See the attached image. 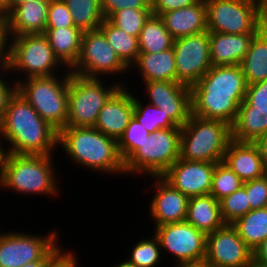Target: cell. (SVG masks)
<instances>
[{"mask_svg":"<svg viewBox=\"0 0 267 267\" xmlns=\"http://www.w3.org/2000/svg\"><path fill=\"white\" fill-rule=\"evenodd\" d=\"M255 34L209 32L212 66L240 65Z\"/></svg>","mask_w":267,"mask_h":267,"instance_id":"obj_23","label":"cell"},{"mask_svg":"<svg viewBox=\"0 0 267 267\" xmlns=\"http://www.w3.org/2000/svg\"><path fill=\"white\" fill-rule=\"evenodd\" d=\"M50 0H35L16 6L5 23L6 40L25 34H44Z\"/></svg>","mask_w":267,"mask_h":267,"instance_id":"obj_20","label":"cell"},{"mask_svg":"<svg viewBox=\"0 0 267 267\" xmlns=\"http://www.w3.org/2000/svg\"><path fill=\"white\" fill-rule=\"evenodd\" d=\"M131 8H151L149 0H101V9L105 19H108L114 12Z\"/></svg>","mask_w":267,"mask_h":267,"instance_id":"obj_42","label":"cell"},{"mask_svg":"<svg viewBox=\"0 0 267 267\" xmlns=\"http://www.w3.org/2000/svg\"><path fill=\"white\" fill-rule=\"evenodd\" d=\"M1 138L9 142L6 153L50 155L59 147L58 132L18 92L0 122Z\"/></svg>","mask_w":267,"mask_h":267,"instance_id":"obj_2","label":"cell"},{"mask_svg":"<svg viewBox=\"0 0 267 267\" xmlns=\"http://www.w3.org/2000/svg\"><path fill=\"white\" fill-rule=\"evenodd\" d=\"M133 66L130 70L138 68V74L142 77L143 82L177 81L173 48L160 53H139Z\"/></svg>","mask_w":267,"mask_h":267,"instance_id":"obj_25","label":"cell"},{"mask_svg":"<svg viewBox=\"0 0 267 267\" xmlns=\"http://www.w3.org/2000/svg\"><path fill=\"white\" fill-rule=\"evenodd\" d=\"M113 267H136V266L126 260L123 261L122 263L120 262V264L118 265H114Z\"/></svg>","mask_w":267,"mask_h":267,"instance_id":"obj_56","label":"cell"},{"mask_svg":"<svg viewBox=\"0 0 267 267\" xmlns=\"http://www.w3.org/2000/svg\"><path fill=\"white\" fill-rule=\"evenodd\" d=\"M216 163L177 159L161 176L173 188L190 197L208 195Z\"/></svg>","mask_w":267,"mask_h":267,"instance_id":"obj_17","label":"cell"},{"mask_svg":"<svg viewBox=\"0 0 267 267\" xmlns=\"http://www.w3.org/2000/svg\"><path fill=\"white\" fill-rule=\"evenodd\" d=\"M10 39V40H9ZM65 66L55 55L44 34H25L7 40L6 67L31 77L53 76L58 66ZM17 71V72H16ZM26 72V73H25Z\"/></svg>","mask_w":267,"mask_h":267,"instance_id":"obj_7","label":"cell"},{"mask_svg":"<svg viewBox=\"0 0 267 267\" xmlns=\"http://www.w3.org/2000/svg\"><path fill=\"white\" fill-rule=\"evenodd\" d=\"M243 181L224 163H216L210 193L216 200L220 201L226 196L239 190Z\"/></svg>","mask_w":267,"mask_h":267,"instance_id":"obj_36","label":"cell"},{"mask_svg":"<svg viewBox=\"0 0 267 267\" xmlns=\"http://www.w3.org/2000/svg\"><path fill=\"white\" fill-rule=\"evenodd\" d=\"M243 182L263 177L267 174L259 149L254 142L231 140L223 161Z\"/></svg>","mask_w":267,"mask_h":267,"instance_id":"obj_21","label":"cell"},{"mask_svg":"<svg viewBox=\"0 0 267 267\" xmlns=\"http://www.w3.org/2000/svg\"><path fill=\"white\" fill-rule=\"evenodd\" d=\"M44 35L55 55L70 69L79 58L83 31L77 27H64L45 29Z\"/></svg>","mask_w":267,"mask_h":267,"instance_id":"obj_26","label":"cell"},{"mask_svg":"<svg viewBox=\"0 0 267 267\" xmlns=\"http://www.w3.org/2000/svg\"><path fill=\"white\" fill-rule=\"evenodd\" d=\"M174 38L165 27L163 20L151 15L145 22L138 37L140 53H160L173 48Z\"/></svg>","mask_w":267,"mask_h":267,"instance_id":"obj_29","label":"cell"},{"mask_svg":"<svg viewBox=\"0 0 267 267\" xmlns=\"http://www.w3.org/2000/svg\"><path fill=\"white\" fill-rule=\"evenodd\" d=\"M69 70L78 76L100 79L106 74L121 75L130 69L109 45L104 33L96 29L83 32L79 58Z\"/></svg>","mask_w":267,"mask_h":267,"instance_id":"obj_11","label":"cell"},{"mask_svg":"<svg viewBox=\"0 0 267 267\" xmlns=\"http://www.w3.org/2000/svg\"><path fill=\"white\" fill-rule=\"evenodd\" d=\"M177 82L192 86L212 67L209 32L174 40Z\"/></svg>","mask_w":267,"mask_h":267,"instance_id":"obj_14","label":"cell"},{"mask_svg":"<svg viewBox=\"0 0 267 267\" xmlns=\"http://www.w3.org/2000/svg\"><path fill=\"white\" fill-rule=\"evenodd\" d=\"M199 1L201 0H153L151 2L152 14L160 16L167 11L188 7Z\"/></svg>","mask_w":267,"mask_h":267,"instance_id":"obj_44","label":"cell"},{"mask_svg":"<svg viewBox=\"0 0 267 267\" xmlns=\"http://www.w3.org/2000/svg\"><path fill=\"white\" fill-rule=\"evenodd\" d=\"M57 144L77 165L104 174L125 175L117 141L95 127H64L58 132Z\"/></svg>","mask_w":267,"mask_h":267,"instance_id":"obj_3","label":"cell"},{"mask_svg":"<svg viewBox=\"0 0 267 267\" xmlns=\"http://www.w3.org/2000/svg\"><path fill=\"white\" fill-rule=\"evenodd\" d=\"M251 210L267 207V174L243 183Z\"/></svg>","mask_w":267,"mask_h":267,"instance_id":"obj_40","label":"cell"},{"mask_svg":"<svg viewBox=\"0 0 267 267\" xmlns=\"http://www.w3.org/2000/svg\"><path fill=\"white\" fill-rule=\"evenodd\" d=\"M219 202L221 215L226 224H232L251 210L247 192L243 186Z\"/></svg>","mask_w":267,"mask_h":267,"instance_id":"obj_37","label":"cell"},{"mask_svg":"<svg viewBox=\"0 0 267 267\" xmlns=\"http://www.w3.org/2000/svg\"><path fill=\"white\" fill-rule=\"evenodd\" d=\"M99 29L121 61L130 69L139 55L138 38L127 34L105 19Z\"/></svg>","mask_w":267,"mask_h":267,"instance_id":"obj_31","label":"cell"},{"mask_svg":"<svg viewBox=\"0 0 267 267\" xmlns=\"http://www.w3.org/2000/svg\"><path fill=\"white\" fill-rule=\"evenodd\" d=\"M5 155H6V150L1 145V142H0V184L2 181L3 162H4Z\"/></svg>","mask_w":267,"mask_h":267,"instance_id":"obj_53","label":"cell"},{"mask_svg":"<svg viewBox=\"0 0 267 267\" xmlns=\"http://www.w3.org/2000/svg\"><path fill=\"white\" fill-rule=\"evenodd\" d=\"M152 239L145 238L131 248L129 258L125 260L132 263L136 267H155L161 260V245L158 237L154 234ZM133 249V250H132Z\"/></svg>","mask_w":267,"mask_h":267,"instance_id":"obj_35","label":"cell"},{"mask_svg":"<svg viewBox=\"0 0 267 267\" xmlns=\"http://www.w3.org/2000/svg\"><path fill=\"white\" fill-rule=\"evenodd\" d=\"M58 231L48 235L24 232L0 233V267H22L41 259H53L63 247L57 243Z\"/></svg>","mask_w":267,"mask_h":267,"instance_id":"obj_10","label":"cell"},{"mask_svg":"<svg viewBox=\"0 0 267 267\" xmlns=\"http://www.w3.org/2000/svg\"><path fill=\"white\" fill-rule=\"evenodd\" d=\"M245 101L251 106V112L267 113V80L247 85Z\"/></svg>","mask_w":267,"mask_h":267,"instance_id":"obj_41","label":"cell"},{"mask_svg":"<svg viewBox=\"0 0 267 267\" xmlns=\"http://www.w3.org/2000/svg\"><path fill=\"white\" fill-rule=\"evenodd\" d=\"M232 129V139L240 142H255L267 133V113L251 112L244 100L240 105Z\"/></svg>","mask_w":267,"mask_h":267,"instance_id":"obj_28","label":"cell"},{"mask_svg":"<svg viewBox=\"0 0 267 267\" xmlns=\"http://www.w3.org/2000/svg\"><path fill=\"white\" fill-rule=\"evenodd\" d=\"M260 28L267 30V0H255Z\"/></svg>","mask_w":267,"mask_h":267,"instance_id":"obj_46","label":"cell"},{"mask_svg":"<svg viewBox=\"0 0 267 267\" xmlns=\"http://www.w3.org/2000/svg\"><path fill=\"white\" fill-rule=\"evenodd\" d=\"M180 135L181 128L154 131L124 162L126 175L162 176L180 158Z\"/></svg>","mask_w":267,"mask_h":267,"instance_id":"obj_9","label":"cell"},{"mask_svg":"<svg viewBox=\"0 0 267 267\" xmlns=\"http://www.w3.org/2000/svg\"><path fill=\"white\" fill-rule=\"evenodd\" d=\"M253 259L267 265V238L253 250Z\"/></svg>","mask_w":267,"mask_h":267,"instance_id":"obj_47","label":"cell"},{"mask_svg":"<svg viewBox=\"0 0 267 267\" xmlns=\"http://www.w3.org/2000/svg\"><path fill=\"white\" fill-rule=\"evenodd\" d=\"M254 143L259 149L263 165L267 170V133H265L262 137L258 138Z\"/></svg>","mask_w":267,"mask_h":267,"instance_id":"obj_48","label":"cell"},{"mask_svg":"<svg viewBox=\"0 0 267 267\" xmlns=\"http://www.w3.org/2000/svg\"><path fill=\"white\" fill-rule=\"evenodd\" d=\"M175 267H200L199 265H175Z\"/></svg>","mask_w":267,"mask_h":267,"instance_id":"obj_57","label":"cell"},{"mask_svg":"<svg viewBox=\"0 0 267 267\" xmlns=\"http://www.w3.org/2000/svg\"><path fill=\"white\" fill-rule=\"evenodd\" d=\"M148 136H150V133L147 129L133 117L123 135L117 141L122 160L125 162Z\"/></svg>","mask_w":267,"mask_h":267,"instance_id":"obj_38","label":"cell"},{"mask_svg":"<svg viewBox=\"0 0 267 267\" xmlns=\"http://www.w3.org/2000/svg\"><path fill=\"white\" fill-rule=\"evenodd\" d=\"M200 267H209V266H206L205 264H200Z\"/></svg>","mask_w":267,"mask_h":267,"instance_id":"obj_58","label":"cell"},{"mask_svg":"<svg viewBox=\"0 0 267 267\" xmlns=\"http://www.w3.org/2000/svg\"><path fill=\"white\" fill-rule=\"evenodd\" d=\"M153 178L156 180V192L151 199L149 213L155 227L185 221L189 197L173 188L161 176Z\"/></svg>","mask_w":267,"mask_h":267,"instance_id":"obj_19","label":"cell"},{"mask_svg":"<svg viewBox=\"0 0 267 267\" xmlns=\"http://www.w3.org/2000/svg\"><path fill=\"white\" fill-rule=\"evenodd\" d=\"M71 12L74 26L83 32L99 29L105 20L101 0H63Z\"/></svg>","mask_w":267,"mask_h":267,"instance_id":"obj_32","label":"cell"},{"mask_svg":"<svg viewBox=\"0 0 267 267\" xmlns=\"http://www.w3.org/2000/svg\"><path fill=\"white\" fill-rule=\"evenodd\" d=\"M174 39L197 35L207 30V7L205 0L159 16Z\"/></svg>","mask_w":267,"mask_h":267,"instance_id":"obj_22","label":"cell"},{"mask_svg":"<svg viewBox=\"0 0 267 267\" xmlns=\"http://www.w3.org/2000/svg\"><path fill=\"white\" fill-rule=\"evenodd\" d=\"M60 78V79H59ZM17 80V92L57 132L66 127L69 69L66 74Z\"/></svg>","mask_w":267,"mask_h":267,"instance_id":"obj_6","label":"cell"},{"mask_svg":"<svg viewBox=\"0 0 267 267\" xmlns=\"http://www.w3.org/2000/svg\"><path fill=\"white\" fill-rule=\"evenodd\" d=\"M62 249L47 265V267H77L76 255L71 251Z\"/></svg>","mask_w":267,"mask_h":267,"instance_id":"obj_45","label":"cell"},{"mask_svg":"<svg viewBox=\"0 0 267 267\" xmlns=\"http://www.w3.org/2000/svg\"><path fill=\"white\" fill-rule=\"evenodd\" d=\"M9 16L6 0H0V21L7 22Z\"/></svg>","mask_w":267,"mask_h":267,"instance_id":"obj_50","label":"cell"},{"mask_svg":"<svg viewBox=\"0 0 267 267\" xmlns=\"http://www.w3.org/2000/svg\"><path fill=\"white\" fill-rule=\"evenodd\" d=\"M52 259H41V260H37L31 263H27L25 265H23L22 267H47L48 263L51 261Z\"/></svg>","mask_w":267,"mask_h":267,"instance_id":"obj_52","label":"cell"},{"mask_svg":"<svg viewBox=\"0 0 267 267\" xmlns=\"http://www.w3.org/2000/svg\"><path fill=\"white\" fill-rule=\"evenodd\" d=\"M161 250L171 253L176 265L203 264L206 256V235L183 221L154 227Z\"/></svg>","mask_w":267,"mask_h":267,"instance_id":"obj_13","label":"cell"},{"mask_svg":"<svg viewBox=\"0 0 267 267\" xmlns=\"http://www.w3.org/2000/svg\"><path fill=\"white\" fill-rule=\"evenodd\" d=\"M134 113V96L126 86H121L100 110L94 127L118 141Z\"/></svg>","mask_w":267,"mask_h":267,"instance_id":"obj_18","label":"cell"},{"mask_svg":"<svg viewBox=\"0 0 267 267\" xmlns=\"http://www.w3.org/2000/svg\"><path fill=\"white\" fill-rule=\"evenodd\" d=\"M52 155L6 153L0 187L23 195H57Z\"/></svg>","mask_w":267,"mask_h":267,"instance_id":"obj_4","label":"cell"},{"mask_svg":"<svg viewBox=\"0 0 267 267\" xmlns=\"http://www.w3.org/2000/svg\"><path fill=\"white\" fill-rule=\"evenodd\" d=\"M148 100L153 106L162 109L165 114L182 127L192 114L191 87L177 81L143 82Z\"/></svg>","mask_w":267,"mask_h":267,"instance_id":"obj_16","label":"cell"},{"mask_svg":"<svg viewBox=\"0 0 267 267\" xmlns=\"http://www.w3.org/2000/svg\"><path fill=\"white\" fill-rule=\"evenodd\" d=\"M152 15L151 8H126L114 12L108 20L116 27L134 37H139L145 22Z\"/></svg>","mask_w":267,"mask_h":267,"instance_id":"obj_34","label":"cell"},{"mask_svg":"<svg viewBox=\"0 0 267 267\" xmlns=\"http://www.w3.org/2000/svg\"><path fill=\"white\" fill-rule=\"evenodd\" d=\"M247 267H267L266 264H262L260 262L255 261L252 259L251 263Z\"/></svg>","mask_w":267,"mask_h":267,"instance_id":"obj_54","label":"cell"},{"mask_svg":"<svg viewBox=\"0 0 267 267\" xmlns=\"http://www.w3.org/2000/svg\"><path fill=\"white\" fill-rule=\"evenodd\" d=\"M5 71L8 72V68L6 66L1 68V74H0V122L3 120V118L5 116V113H6V110L8 108V105H9L11 98L17 92L16 80H15V84H12V83L7 82V79L5 81L4 76L2 77V73H3V75H5L4 74V73H6ZM11 84H12V86H11Z\"/></svg>","mask_w":267,"mask_h":267,"instance_id":"obj_43","label":"cell"},{"mask_svg":"<svg viewBox=\"0 0 267 267\" xmlns=\"http://www.w3.org/2000/svg\"><path fill=\"white\" fill-rule=\"evenodd\" d=\"M102 79L75 75L69 70L66 127H94L98 114L122 82L104 85ZM121 84V85H120Z\"/></svg>","mask_w":267,"mask_h":267,"instance_id":"obj_8","label":"cell"},{"mask_svg":"<svg viewBox=\"0 0 267 267\" xmlns=\"http://www.w3.org/2000/svg\"><path fill=\"white\" fill-rule=\"evenodd\" d=\"M134 95V113L133 117L141 123L147 131L152 134L154 131L179 127L168 114L152 104L143 105L142 101Z\"/></svg>","mask_w":267,"mask_h":267,"instance_id":"obj_33","label":"cell"},{"mask_svg":"<svg viewBox=\"0 0 267 267\" xmlns=\"http://www.w3.org/2000/svg\"><path fill=\"white\" fill-rule=\"evenodd\" d=\"M75 27L70 10L63 0H50L45 29Z\"/></svg>","mask_w":267,"mask_h":267,"instance_id":"obj_39","label":"cell"},{"mask_svg":"<svg viewBox=\"0 0 267 267\" xmlns=\"http://www.w3.org/2000/svg\"><path fill=\"white\" fill-rule=\"evenodd\" d=\"M232 140L231 125L191 114L181 127L180 159L219 163Z\"/></svg>","mask_w":267,"mask_h":267,"instance_id":"obj_5","label":"cell"},{"mask_svg":"<svg viewBox=\"0 0 267 267\" xmlns=\"http://www.w3.org/2000/svg\"><path fill=\"white\" fill-rule=\"evenodd\" d=\"M247 83L241 65L212 66L191 86L192 114L233 125L245 100Z\"/></svg>","mask_w":267,"mask_h":267,"instance_id":"obj_1","label":"cell"},{"mask_svg":"<svg viewBox=\"0 0 267 267\" xmlns=\"http://www.w3.org/2000/svg\"><path fill=\"white\" fill-rule=\"evenodd\" d=\"M239 237L254 250L267 238V207L250 210L232 223Z\"/></svg>","mask_w":267,"mask_h":267,"instance_id":"obj_30","label":"cell"},{"mask_svg":"<svg viewBox=\"0 0 267 267\" xmlns=\"http://www.w3.org/2000/svg\"><path fill=\"white\" fill-rule=\"evenodd\" d=\"M29 1L30 0H6L8 12L10 13L16 6L27 3ZM31 1H35V0H31Z\"/></svg>","mask_w":267,"mask_h":267,"instance_id":"obj_51","label":"cell"},{"mask_svg":"<svg viewBox=\"0 0 267 267\" xmlns=\"http://www.w3.org/2000/svg\"><path fill=\"white\" fill-rule=\"evenodd\" d=\"M7 40L5 36V23L0 21V53H6Z\"/></svg>","mask_w":267,"mask_h":267,"instance_id":"obj_49","label":"cell"},{"mask_svg":"<svg viewBox=\"0 0 267 267\" xmlns=\"http://www.w3.org/2000/svg\"><path fill=\"white\" fill-rule=\"evenodd\" d=\"M185 221L205 235L226 224L221 215L220 202L211 194L189 198Z\"/></svg>","mask_w":267,"mask_h":267,"instance_id":"obj_24","label":"cell"},{"mask_svg":"<svg viewBox=\"0 0 267 267\" xmlns=\"http://www.w3.org/2000/svg\"><path fill=\"white\" fill-rule=\"evenodd\" d=\"M240 65L247 85L267 80V30L254 35Z\"/></svg>","mask_w":267,"mask_h":267,"instance_id":"obj_27","label":"cell"},{"mask_svg":"<svg viewBox=\"0 0 267 267\" xmlns=\"http://www.w3.org/2000/svg\"><path fill=\"white\" fill-rule=\"evenodd\" d=\"M4 66H6V53H0V68H3Z\"/></svg>","mask_w":267,"mask_h":267,"instance_id":"obj_55","label":"cell"},{"mask_svg":"<svg viewBox=\"0 0 267 267\" xmlns=\"http://www.w3.org/2000/svg\"><path fill=\"white\" fill-rule=\"evenodd\" d=\"M205 3L208 32L247 34L261 29L255 0H205Z\"/></svg>","mask_w":267,"mask_h":267,"instance_id":"obj_12","label":"cell"},{"mask_svg":"<svg viewBox=\"0 0 267 267\" xmlns=\"http://www.w3.org/2000/svg\"><path fill=\"white\" fill-rule=\"evenodd\" d=\"M253 250L239 237L232 224H225L206 235L204 263L209 267H247Z\"/></svg>","mask_w":267,"mask_h":267,"instance_id":"obj_15","label":"cell"}]
</instances>
